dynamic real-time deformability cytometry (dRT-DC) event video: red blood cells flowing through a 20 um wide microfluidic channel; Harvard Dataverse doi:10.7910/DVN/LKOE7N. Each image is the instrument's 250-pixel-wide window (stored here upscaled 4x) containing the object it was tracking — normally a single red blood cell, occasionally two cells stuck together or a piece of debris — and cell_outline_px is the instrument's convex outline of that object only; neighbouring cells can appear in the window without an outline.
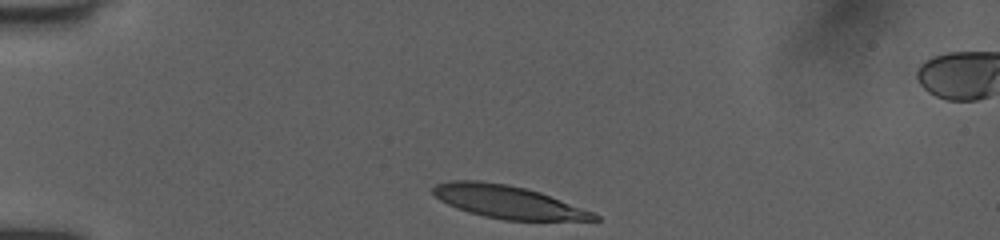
{"species": "human", "species_latin": "Homo sapiens", "temperature_condition": "room temperature", "stored_images_in_passage": 33, "camera_frame_rate_fps": 3000, "um_per_image_px": 0.085, "donor": {"sex": "female"}, "frame": {"image": 1, "passage_image": 1, "time_ms": 0.0, "image_size_px": [1000, 240], "cell_outline_px": [[600, 220], [504, 220], [484, 216], [468, 212], [456, 208], [440, 200], [432, 192], [432, 188], [436, 184], [452, 180], [480, 180], [508, 184], [540, 192], [592, 212], [600, 216]], "centroid_in_image_um": [43.13, 17.15], "position_along_channel_um": 41.9, "area_um2": 30.58}}
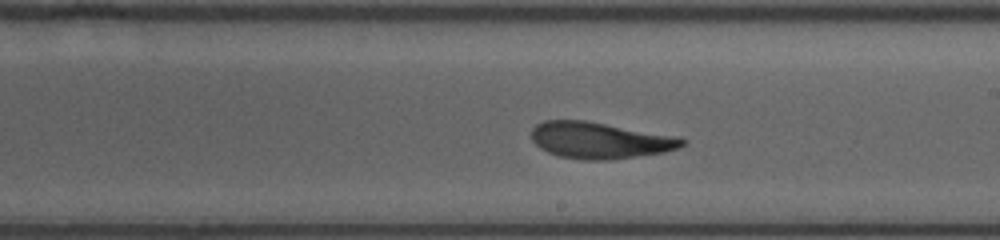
{"frame": {"image": 2, "passage_image": 19, "time_ms": 6.0, "image_size_px": [1000, 240], "cell_outline_px": [[688, 144], [680, 148], [664, 152], [608, 160], [580, 160], [560, 156], [548, 152], [540, 148], [532, 140], [532, 128], [536, 124], [544, 120], [584, 120], [680, 136], [688, 140]], "centroid_in_image_um": [51.04, 11.92], "position_along_channel_um": 238.0, "area_um2": 32.31}}
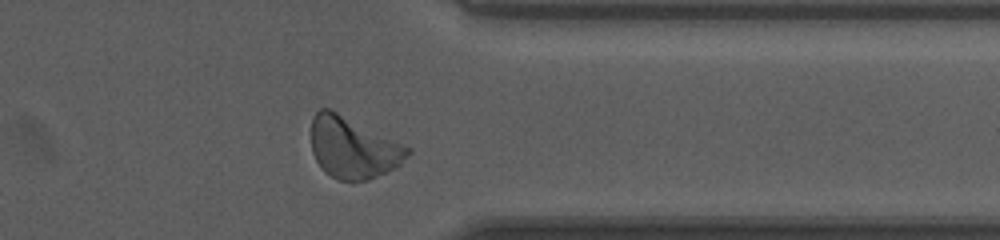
{"frame": {"image": 3, "passage_image": 30, "time_ms": 9.667, "image_size_px": [1000, 240], "cell_outline_px": [[412, 152], [396, 168], [388, 172], [368, 180], [352, 184], [336, 180], [324, 172], [320, 168], [312, 152], [312, 116], [320, 108], [328, 108], [412, 148]], "centroid_in_image_um": [30.01, 12.62], "position_along_channel_um": 381.4, "area_um2": 34.85}, "authors_computed_cell_mechanics": {"area_um2": 32.3102, "velocity_mm_per_s": 4.0072, "shape_relaxation_time_tau1_ms": 4.2717, "shape_relaxation_time_tau2_ms": 1.9542, "deformation_change_tau1": 0.1729, "deformation_change_tau2": 0.0998}}